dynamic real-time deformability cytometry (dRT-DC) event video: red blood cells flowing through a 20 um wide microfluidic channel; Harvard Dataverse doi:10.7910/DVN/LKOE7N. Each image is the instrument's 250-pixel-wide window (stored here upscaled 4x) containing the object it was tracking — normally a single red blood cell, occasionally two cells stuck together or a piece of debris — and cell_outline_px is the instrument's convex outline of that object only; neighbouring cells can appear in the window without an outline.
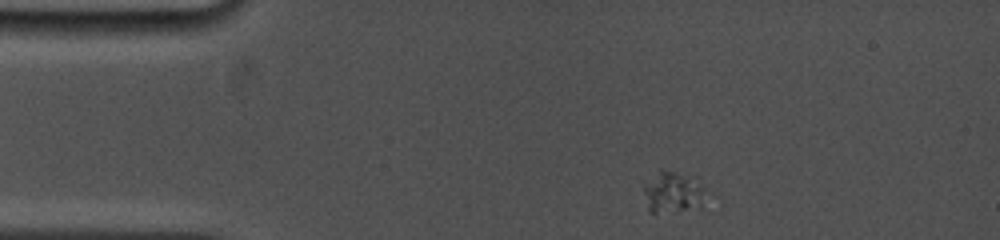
{"species": "common noctule bat (a hibernating species)", "species_latin": "Nyctalus noctula", "temperature_condition": "cold", "stored_images_in_passage": 9, "camera_frame_rate_fps": 5000, "um_per_image_px": 0.085, "animal": {"sex": "female", "body_mass_g": 19.0, "forearm_length_mm": 53.3}, "frame": {"image": 1, "passage_image": 1, "time_ms": 0.0, "image_size_px": [1000, 240], "cell_outline_px": [[700, 208], [656, 212], [652, 212], [648, 208], [644, 192], [644, 188], [660, 168], [688, 176], [700, 188]], "centroid_in_image_um": [57.09, 16.35], "position_along_channel_um": 27.9, "area_um2": 13.58}}
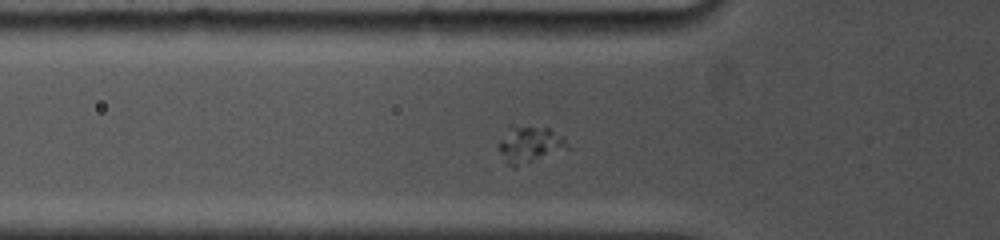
{"frame": {"image": 2, "passage_image": 6, "time_ms": 2.8, "image_size_px": [1000, 240], "cell_outline_px": [[572, 148], [516, 168], [512, 168], [508, 164], [500, 152], [496, 144], [508, 124], [512, 124], [548, 128], [564, 136]], "centroid_in_image_um": [45.02, 12.27], "position_along_channel_um": 80.8, "area_um2": 15.55}}
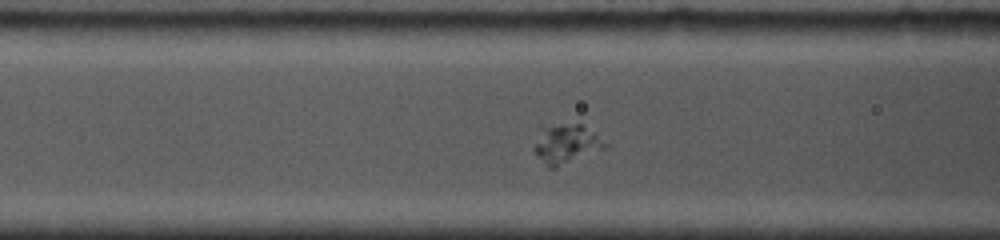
{"frame": {"image": 3, "passage_image": 8, "time_ms": 3.8, "image_size_px": [1000, 240], "cell_outline_px": [[612, 144], [604, 148], [556, 168], [548, 168], [532, 148], [536, 124], [580, 124]], "centroid_in_image_um": [48.04, 12.19], "position_along_channel_um": 118.6, "area_um2": 16.88}}